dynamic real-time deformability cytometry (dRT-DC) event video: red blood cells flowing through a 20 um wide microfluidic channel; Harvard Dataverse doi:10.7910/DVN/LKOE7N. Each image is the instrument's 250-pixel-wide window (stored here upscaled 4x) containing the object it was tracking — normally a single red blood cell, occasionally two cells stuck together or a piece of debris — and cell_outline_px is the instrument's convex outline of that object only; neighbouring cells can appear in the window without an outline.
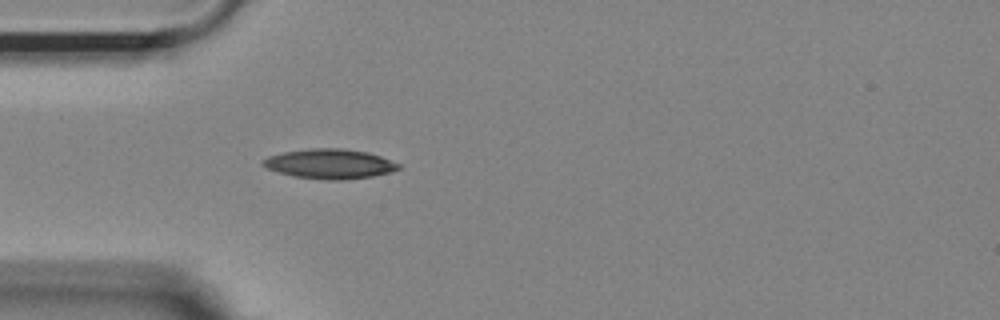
{"species": "Egyptian fruit bat (a non-hibernating species)", "species_latin": "Rousettus aegyptiacus", "temperature_condition": "room temperature", "stored_images_in_passage": 39, "camera_frame_rate_fps": 3000, "um_per_image_px": 0.085, "animal": {"sex": "female"}, "frame": {"image": 1, "passage_image": 1, "time_ms": 0.0, "image_size_px": [1000, 320], "cell_outline_px": [[400, 168], [392, 172], [372, 176], [340, 180], [328, 180], [292, 176], [268, 168], [260, 164], [268, 156], [284, 152], [312, 148], [340, 148], [368, 152], [380, 156], [400, 164]], "centroid_in_image_um": [28.04, 13.93], "position_along_channel_um": 57.0, "area_um2": 23.29}}
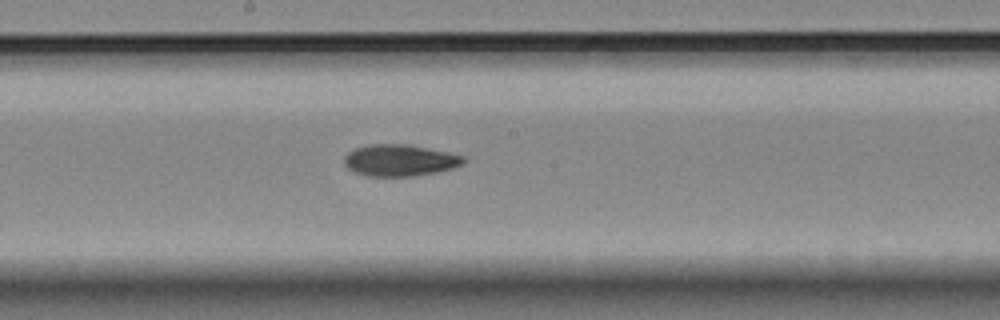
{"frame": {"image": 2, "passage_image": 14, "time_ms": 4.333, "image_size_px": [1000, 320], "cell_outline_px": [[468, 160], [464, 164], [452, 168], [436, 172], [412, 176], [364, 176], [348, 168], [344, 164], [344, 156], [348, 152], [356, 148], [368, 144], [408, 144], [448, 152], [464, 156]], "centroid_in_image_um": [33.99, 13.62], "position_along_channel_um": 214.2, "area_um2": 22.08}}
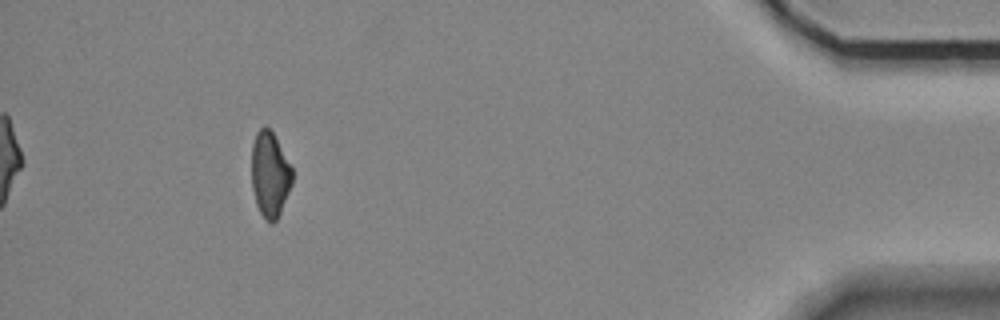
{"frame": {"image": 3, "passage_image": 35, "time_ms": 11.333, "image_size_px": [1000, 320], "cell_outline_px": [[292, 184], [280, 212], [276, 220], [272, 224], [260, 212], [256, 204], [252, 188], [252, 144], [256, 132], [260, 128], [268, 128], [272, 132], [292, 168]], "centroid_in_image_um": [22.93, 14.83], "position_along_channel_um": 412.3, "area_um2": 19.83}, "authors_computed_cell_mechanics": {"area_um2": 21.5016, "velocity_mm_per_s": 3.6973, "shape_relaxation_time_tau1_ms": 8.0089, "shape_relaxation_time_tau2_ms": 11.015, "deformation_change_tau1": 0.1885, "deformation_change_tau2": 0.1871}}